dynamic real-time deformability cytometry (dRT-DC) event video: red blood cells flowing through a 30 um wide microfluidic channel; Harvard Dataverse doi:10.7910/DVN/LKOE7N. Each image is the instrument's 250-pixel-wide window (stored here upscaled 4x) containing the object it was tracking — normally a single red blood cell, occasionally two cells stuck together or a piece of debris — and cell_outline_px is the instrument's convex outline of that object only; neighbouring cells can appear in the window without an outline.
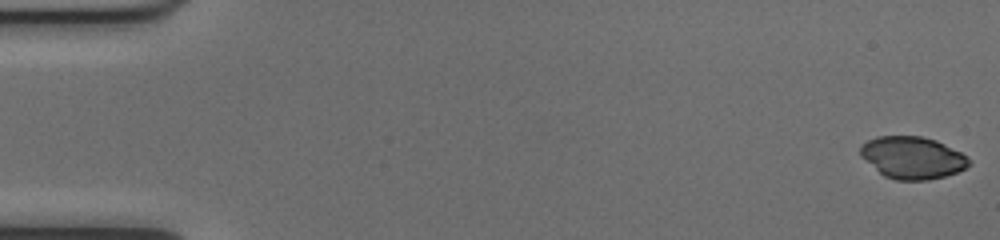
{"species": "common noctule bat (a hibernating species)", "species_latin": "Nyctalus noctula", "temperature_condition": "cold", "stored_images_in_passage": 52, "camera_frame_rate_fps": 3000, "um_per_image_px": 0.085, "animal": {"sex": "female", "body_mass_g": 17.0, "forearm_length_mm": 48.0}, "frame": {"image": 1, "passage_image": 1, "time_ms": 0.0, "image_size_px": [1000, 240], "cell_outline_px": [[972, 164], [956, 172], [944, 176], [928, 180], [896, 180], [884, 176], [860, 156], [860, 148], [868, 140], [876, 136], [920, 136], [936, 140], [968, 156], [972, 160]], "centroid_in_image_um": [77.57, 13.4], "position_along_channel_um": 7.4, "area_um2": 26.65}}
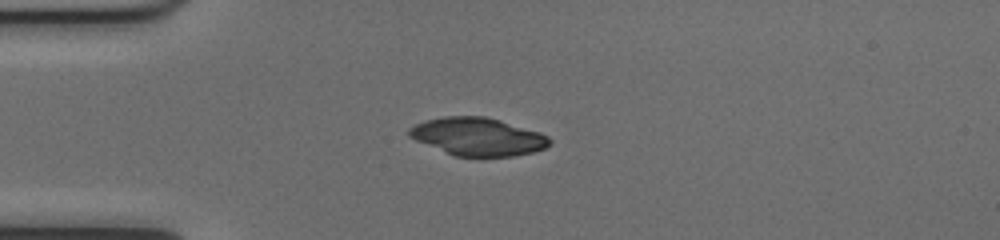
{"frame": {"image": 2, "passage_image": 14, "time_ms": 4.333, "image_size_px": [1000, 240], "cell_outline_px": [[552, 140], [544, 148], [532, 152], [512, 156], [452, 156], [416, 140], [408, 136], [408, 128], [424, 120], [444, 116], [484, 116], [500, 120], [540, 132], [548, 136]], "centroid_in_image_um": [40.58, 11.61], "position_along_channel_um": 44.4, "area_um2": 30.98}}
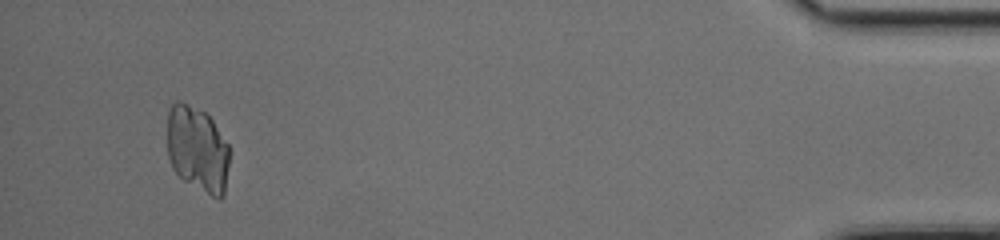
{"frame": {"image": 3, "passage_image": 49, "time_ms": 16.0, "image_size_px": [1000, 240], "cell_outline_px": [[228, 164], [224, 196], [220, 200], [216, 200], [184, 180], [172, 168], [168, 156], [168, 112], [172, 104], [176, 100], [180, 100], [204, 112], [212, 120], [228, 144]], "centroid_in_image_um": [16.78, 12.7], "position_along_channel_um": 418.4, "area_um2": 31.1}}